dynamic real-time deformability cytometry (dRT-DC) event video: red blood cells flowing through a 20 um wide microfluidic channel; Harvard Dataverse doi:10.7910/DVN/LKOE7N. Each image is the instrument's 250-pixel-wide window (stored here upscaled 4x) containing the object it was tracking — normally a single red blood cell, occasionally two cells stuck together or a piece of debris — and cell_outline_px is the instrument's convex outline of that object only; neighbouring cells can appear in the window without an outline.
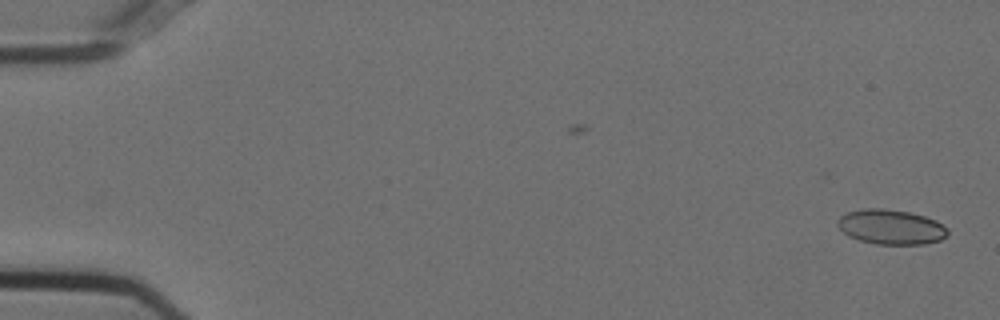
{"species": "Egyptian fruit bat (a non-hibernating species)", "species_latin": "Rousettus aegyptiacus", "temperature_condition": "cold", "stored_images_in_passage": 54, "camera_frame_rate_fps": 3000, "um_per_image_px": 0.085, "animal": {"sex": "female"}, "frame": {"image": 1, "passage_image": 1, "time_ms": 0.0, "image_size_px": [1000, 320], "cell_outline_px": [[948, 236], [940, 240], [924, 244], [876, 244], [860, 240], [848, 236], [836, 224], [836, 220], [840, 216], [848, 212], [864, 208], [884, 208], [908, 212], [924, 216], [936, 220], [948, 228]], "centroid_in_image_um": [75.74, 19.29], "position_along_channel_um": 9.3, "area_um2": 22.43}}
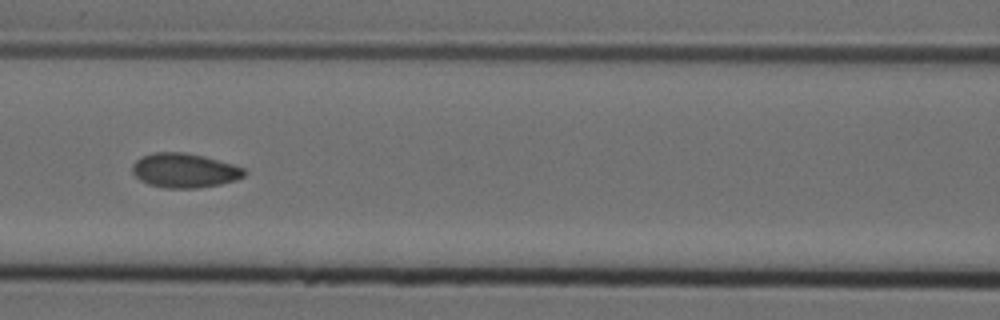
{"frame": {"image": 2, "passage_image": 24, "time_ms": 7.667, "image_size_px": [1000, 320], "cell_outline_px": [[248, 172], [244, 176], [236, 180], [220, 184], [196, 188], [164, 188], [148, 184], [140, 180], [132, 172], [132, 164], [140, 156], [152, 152], [184, 152], [204, 156], [232, 164], [244, 168]], "centroid_in_image_um": [15.66, 14.48], "position_along_channel_um": 150.9, "area_um2": 22.6}}
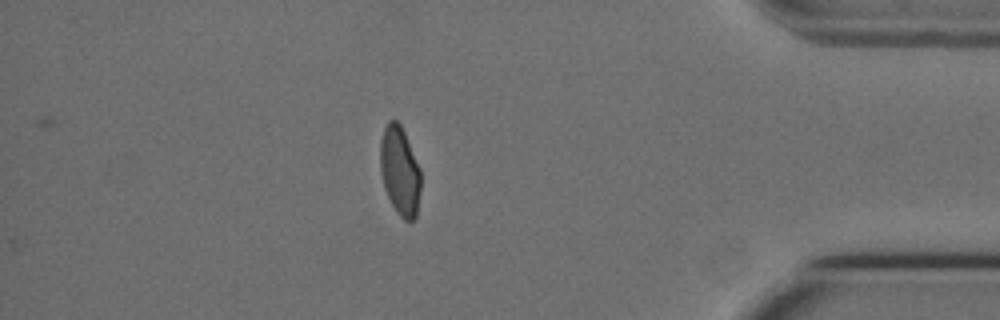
{"frame": {"image": 3, "passage_image": 47, "time_ms": 15.333, "image_size_px": [1000, 320], "cell_outline_px": [[420, 192], [416, 216], [412, 220], [404, 220], [396, 212], [384, 188], [380, 172], [380, 140], [384, 128], [388, 120], [396, 120], [400, 124], [404, 132], [420, 168]], "centroid_in_image_um": [33.97, 14.52], "position_along_channel_um": 401.2, "area_um2": 20.98}, "authors_computed_cell_mechanics": {"area_um2": 21.8773, "velocity_mm_per_s": 3.7292, "shape_relaxation_time_tau1_ms": null, "shape_relaxation_time_tau2_ms": 1.3053, "deformation_change_tau1": null, "deformation_change_tau2": 0.0621}}